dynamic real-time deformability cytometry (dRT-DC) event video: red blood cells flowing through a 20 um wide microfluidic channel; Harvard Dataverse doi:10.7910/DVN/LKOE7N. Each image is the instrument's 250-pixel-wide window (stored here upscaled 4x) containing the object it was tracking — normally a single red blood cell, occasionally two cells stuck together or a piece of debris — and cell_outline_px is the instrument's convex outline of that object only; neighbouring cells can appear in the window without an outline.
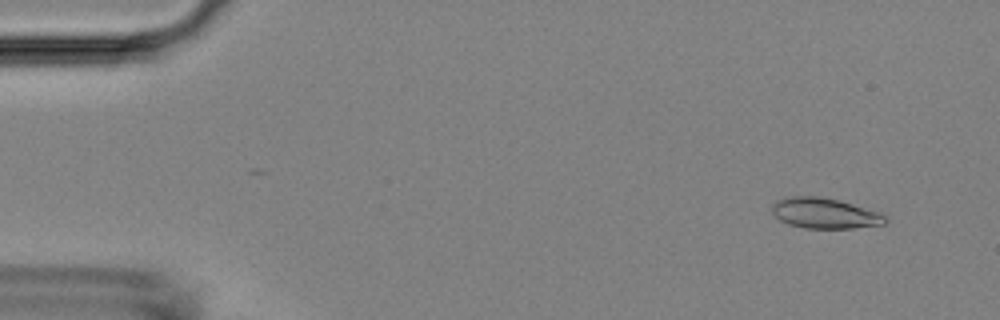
{"species": "Egyptian fruit bat (a non-hibernating species)", "species_latin": "Rousettus aegyptiacus", "temperature_condition": "room temperature", "stored_images_in_passage": 8, "camera_frame_rate_fps": 3000, "um_per_image_px": 0.085, "animal": {"sex": "female"}, "frame": {"image": 1, "passage_image": 2, "time_ms": 0.333, "image_size_px": [1000, 320], "cell_outline_px": [[888, 220], [884, 224], [852, 228], [804, 228], [788, 224], [780, 220], [772, 212], [772, 204], [780, 200], [792, 196], [816, 196], [840, 200], [880, 212], [888, 216]], "centroid_in_image_um": [70.14, 18.13], "position_along_channel_um": 14.9, "area_um2": 20.11}}
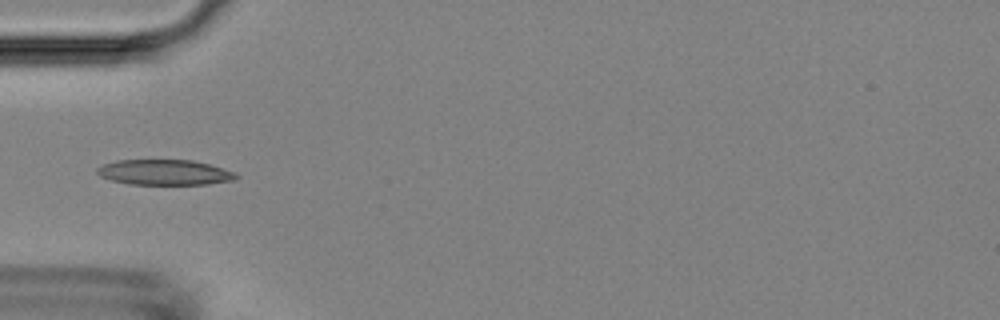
{"frame": {"image": 2, "passage_image": 5, "time_ms": 1.333, "image_size_px": [1000, 320], "cell_outline_px": [[240, 176], [236, 180], [208, 184], [128, 184], [112, 180], [100, 176], [96, 172], [96, 168], [104, 164], [116, 160], [192, 160], [208, 164], [236, 172]], "centroid_in_image_um": [14.01, 14.65], "position_along_channel_um": 71.0, "area_um2": 20.58}}
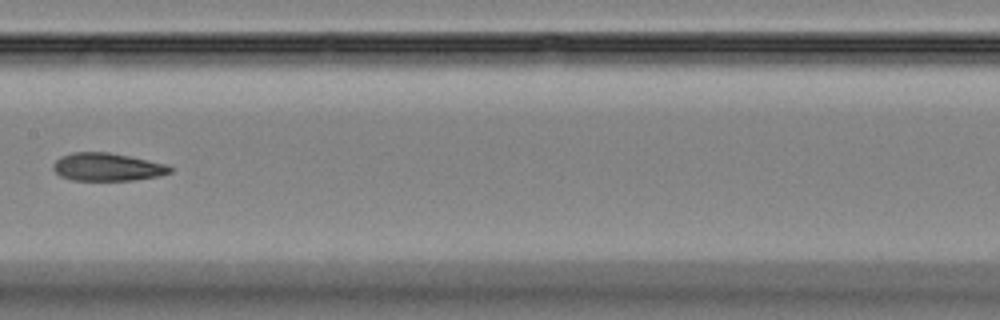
{"frame": {"image": 3, "passage_image": 8, "time_ms": 2.333, "image_size_px": [1000, 320], "cell_outline_px": [[172, 172], [160, 176], [132, 180], [72, 180], [60, 176], [52, 168], [52, 164], [60, 156], [72, 152], [108, 152], [168, 164], [172, 168]], "centroid_in_image_um": [9.11, 14.19], "position_along_channel_um": 198.3, "area_um2": 19.07}}